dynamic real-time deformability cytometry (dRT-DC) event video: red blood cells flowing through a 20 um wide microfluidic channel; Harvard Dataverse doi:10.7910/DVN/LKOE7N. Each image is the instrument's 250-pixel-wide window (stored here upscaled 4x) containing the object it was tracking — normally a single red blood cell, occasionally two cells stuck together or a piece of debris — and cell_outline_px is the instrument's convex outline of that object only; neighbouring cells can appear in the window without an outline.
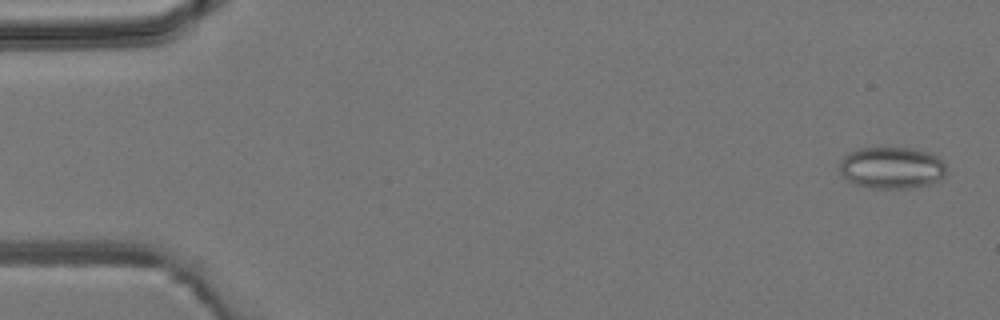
{"species": "common noctule bat (a hibernating species)", "species_latin": "Nyctalus noctula", "temperature_condition": "room temperature", "stored_images_in_passage": 5, "camera_frame_rate_fps": 3000, "um_per_image_px": 0.085, "animal": {"sex": "male", "body_mass_g": 19.2, "forearm_length_mm": 51.8}, "frame": {"image": 1, "passage_image": 1, "time_ms": 0.0, "image_size_px": [1000, 320], "cell_outline_px": [[948, 172], [940, 180], [928, 184], [908, 188], [872, 188], [852, 184], [844, 180], [840, 172], [840, 160], [848, 152], [856, 148], [912, 148], [928, 152], [940, 156]], "centroid_in_image_um": [75.78, 14.26], "position_along_channel_um": 9.2, "area_um2": 26.47}}